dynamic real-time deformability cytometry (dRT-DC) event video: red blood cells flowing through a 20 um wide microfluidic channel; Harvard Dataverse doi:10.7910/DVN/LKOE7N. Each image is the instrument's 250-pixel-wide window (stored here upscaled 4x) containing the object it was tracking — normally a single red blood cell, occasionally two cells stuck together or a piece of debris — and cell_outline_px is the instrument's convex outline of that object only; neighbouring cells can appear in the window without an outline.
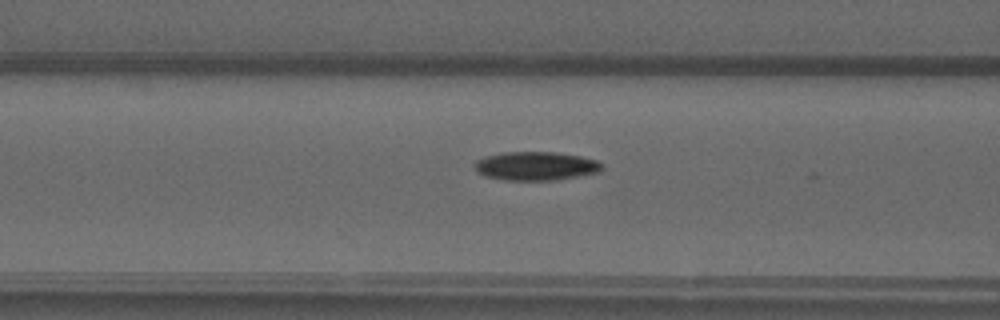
{"species": "common noctule bat (a hibernating species)", "species_latin": "Nyctalus noctula", "temperature_condition": "warm", "stored_images_in_passage": 37, "camera_frame_rate_fps": 3000, "um_per_image_px": 0.085, "animal": {"sex": "male", "forearm_length_mm": 52.5}, "frame": {"image": 1, "passage_image": 7, "time_ms": 2.0, "image_size_px": [1000, 320], "cell_outline_px": [[604, 168], [600, 172], [556, 180], [504, 180], [484, 176], [476, 172], [472, 164], [476, 160], [484, 156], [500, 152], [556, 152], [580, 156], [596, 160], [604, 164]], "centroid_in_image_um": [45.51, 14.11], "position_along_channel_um": 121.1, "area_um2": 21.68}}
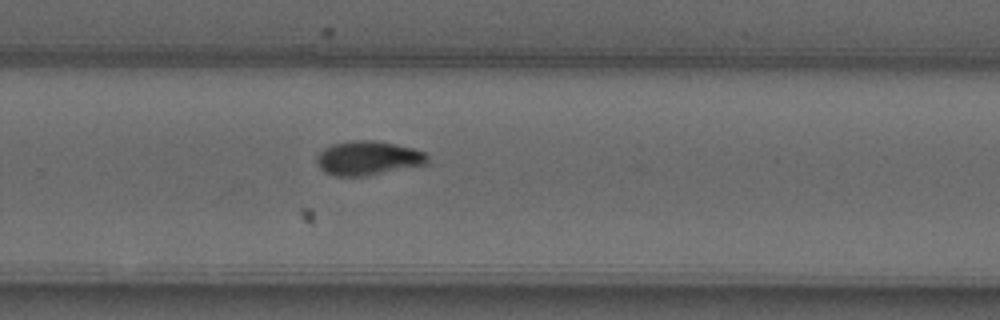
{"frame": {"image": 2, "passage_image": 20, "time_ms": 6.333, "image_size_px": [1000, 320], "cell_outline_px": [[428, 164], [364, 176], [336, 176], [324, 172], [320, 168], [316, 160], [316, 156], [324, 148], [332, 144], [352, 140], [372, 140], [412, 148], [424, 152], [428, 156]], "centroid_in_image_um": [31.26, 13.44], "position_along_channel_um": 298.5, "area_um2": 21.91}}
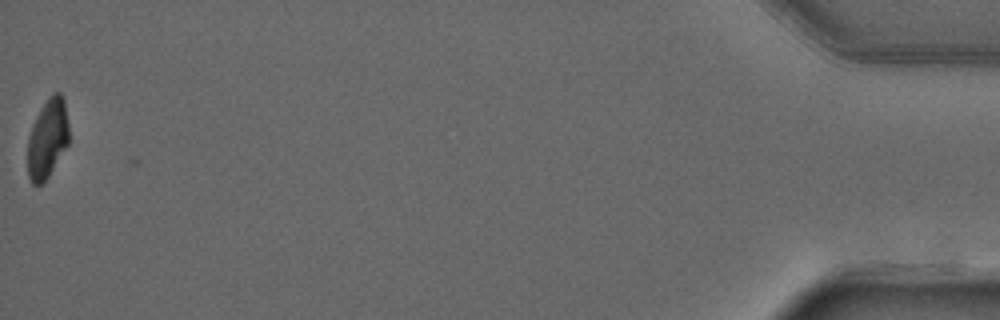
{"frame": {"image": 3, "passage_image": 37, "time_ms": 12.0, "image_size_px": [1000, 320], "cell_outline_px": [[68, 144], [44, 184], [32, 184], [28, 176], [28, 136], [32, 124], [40, 108], [48, 96], [52, 92], [60, 92], [64, 96], [68, 124]], "centroid_in_image_um": [4.04, 11.75], "position_along_channel_um": 431.2, "area_um2": 19.31}}